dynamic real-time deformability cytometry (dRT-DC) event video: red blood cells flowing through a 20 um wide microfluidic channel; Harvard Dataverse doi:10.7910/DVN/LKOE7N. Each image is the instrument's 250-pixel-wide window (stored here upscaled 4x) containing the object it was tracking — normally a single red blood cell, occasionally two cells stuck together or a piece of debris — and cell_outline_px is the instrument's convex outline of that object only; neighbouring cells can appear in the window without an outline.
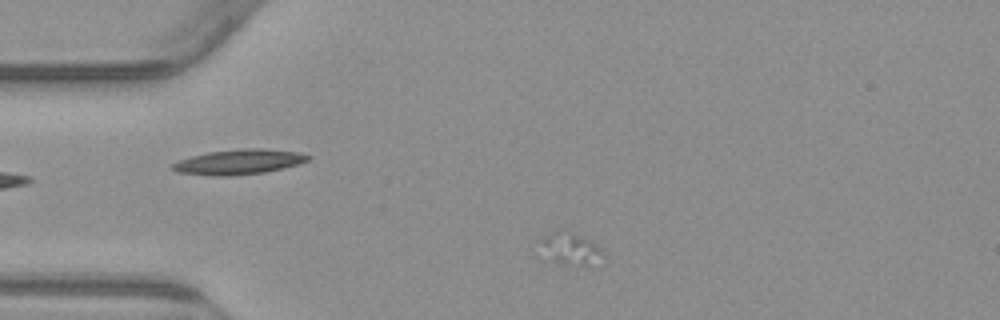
{"species": "common noctule bat (a hibernating species)", "species_latin": "Nyctalus noctula", "temperature_condition": "warm", "stored_images_in_passage": 11, "camera_frame_rate_fps": 3000, "um_per_image_px": 0.085, "animal": {"sex": "male", "body_mass_g": 23.1, "forearm_length_mm": 52.7}, "frame": {"image": 1, "passage_image": 5, "time_ms": 1.333, "image_size_px": [1000, 320], "cell_outline_px": [[604, 256], [588, 264], [568, 268], [552, 260], [540, 240], [548, 232], [560, 228], [572, 232], [592, 240], [604, 252]], "centroid_in_image_um": [48.51, 21.12], "position_along_channel_um": 36.5, "area_um2": 11.73}}